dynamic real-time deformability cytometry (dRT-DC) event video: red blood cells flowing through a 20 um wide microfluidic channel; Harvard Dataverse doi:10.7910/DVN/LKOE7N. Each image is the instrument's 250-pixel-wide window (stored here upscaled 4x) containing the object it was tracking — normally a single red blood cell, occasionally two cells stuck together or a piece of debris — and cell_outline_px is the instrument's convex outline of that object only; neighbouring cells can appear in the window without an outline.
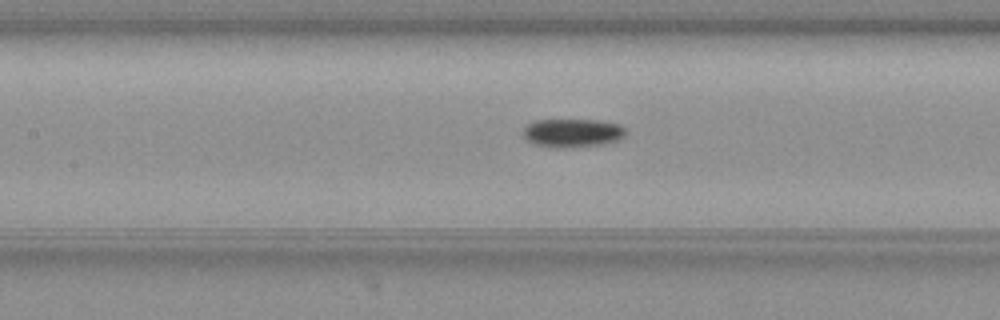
{"species": "common noctule bat (a hibernating species)", "species_latin": "Nyctalus noctula", "temperature_condition": "warm", "stored_images_in_passage": 38, "camera_frame_rate_fps": 3000, "um_per_image_px": 0.085, "animal": {"sex": "female", "body_mass_g": 19.3, "forearm_length_mm": 54.1}, "frame": {"image": 1, "passage_image": 9, "time_ms": 2.667, "image_size_px": [1000, 320], "cell_outline_px": [[624, 132], [616, 140], [600, 144], [564, 148], [532, 144], [524, 136], [524, 128], [528, 124], [536, 120], [596, 120], [620, 124], [624, 128]], "centroid_in_image_um": [48.61, 11.29], "position_along_channel_um": 158.8, "area_um2": 16.59}}
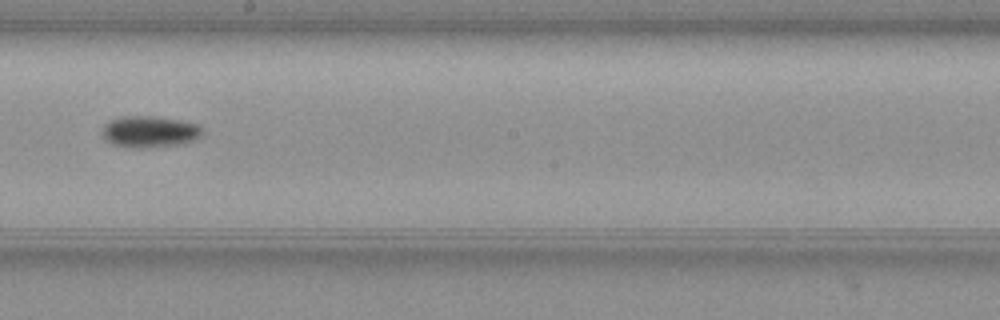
{"frame": {"image": 2, "passage_image": 15, "time_ms": 4.667, "image_size_px": [1000, 320], "cell_outline_px": [[204, 132], [196, 140], [184, 144], [156, 148], [124, 148], [112, 144], [104, 136], [104, 124], [108, 120], [120, 116], [152, 116], [180, 120], [196, 124], [204, 128]], "centroid_in_image_um": [12.76, 11.21], "position_along_channel_um": 235.4, "area_um2": 18.84}}
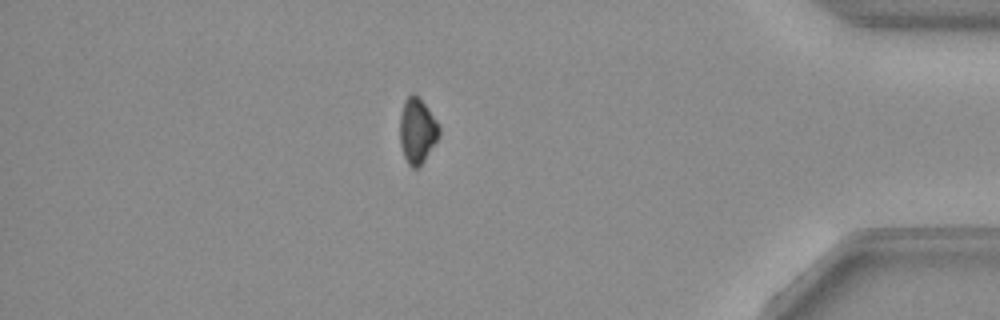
{"frame": {"image": 3, "passage_image": 31, "time_ms": 10.0, "image_size_px": [1000, 320], "cell_outline_px": [[440, 132], [436, 140], [424, 160], [416, 168], [412, 168], [408, 164], [404, 156], [400, 144], [400, 116], [404, 100], [412, 92], [424, 104], [440, 124]], "centroid_in_image_um": [35.45, 11.1], "position_along_channel_um": 399.7, "area_um2": 14.68}, "authors_computed_cell_mechanics": {"area_um2": 16.2129, "velocity_mm_per_s": 3.8564, "shape_relaxation_time_tau1_ms": 2.3486, "shape_relaxation_time_tau2_ms": null, "deformation_change_tau1": 0.0851, "deformation_change_tau2": null}}